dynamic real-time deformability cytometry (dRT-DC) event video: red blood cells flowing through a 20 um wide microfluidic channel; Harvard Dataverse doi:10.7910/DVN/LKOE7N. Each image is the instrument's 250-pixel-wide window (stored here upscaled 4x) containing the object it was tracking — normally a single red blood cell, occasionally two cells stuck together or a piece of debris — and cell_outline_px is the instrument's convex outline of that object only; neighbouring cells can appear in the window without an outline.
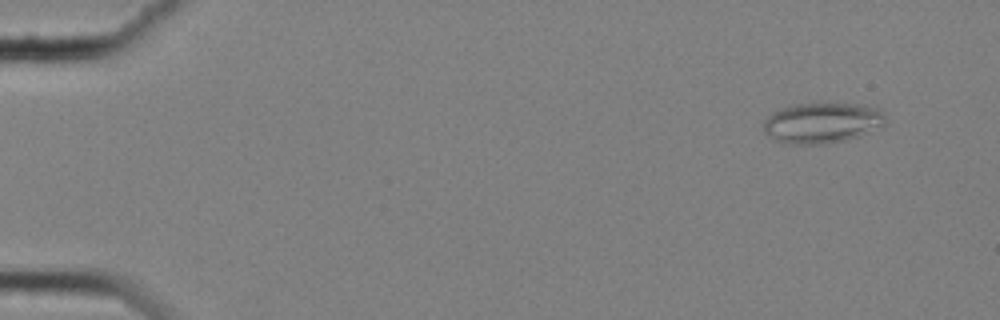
{"species": "common noctule bat (a hibernating species)", "species_latin": "Nyctalus noctula", "temperature_condition": "cold", "stored_images_in_passage": 58, "camera_frame_rate_fps": 3000, "um_per_image_px": 0.085, "animal": {"sex": "female", "body_mass_g": 25.1}, "frame": {"image": 1, "passage_image": 5, "time_ms": 1.333, "image_size_px": [1000, 320], "cell_outline_px": [[884, 124], [868, 132], [844, 140], [824, 144], [784, 144], [772, 140], [764, 132], [764, 120], [772, 112], [792, 104], [856, 104], [876, 108], [884, 116]], "centroid_in_image_um": [69.78, 10.46], "position_along_channel_um": 15.2, "area_um2": 28.5}}
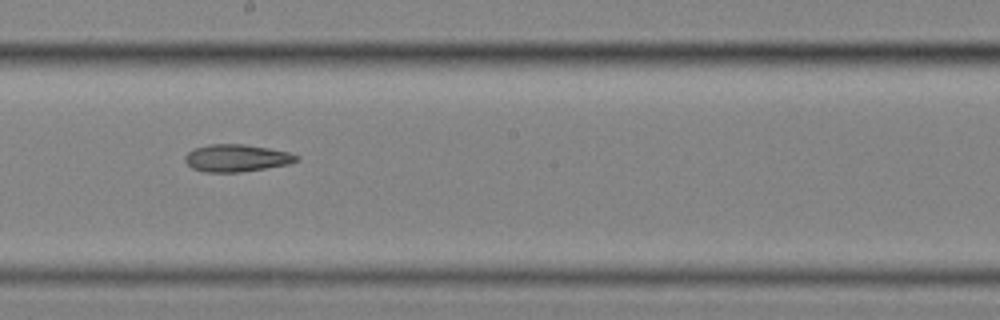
{"frame": {"image": 2, "passage_image": 34, "time_ms": 11.0, "image_size_px": [1000, 320], "cell_outline_px": [[300, 160], [288, 164], [240, 172], [204, 172], [192, 168], [184, 160], [184, 156], [192, 148], [208, 144], [244, 144], [268, 148], [288, 152], [300, 156]], "centroid_in_image_um": [20.08, 13.42], "position_along_channel_um": 228.1, "area_um2": 17.8}}
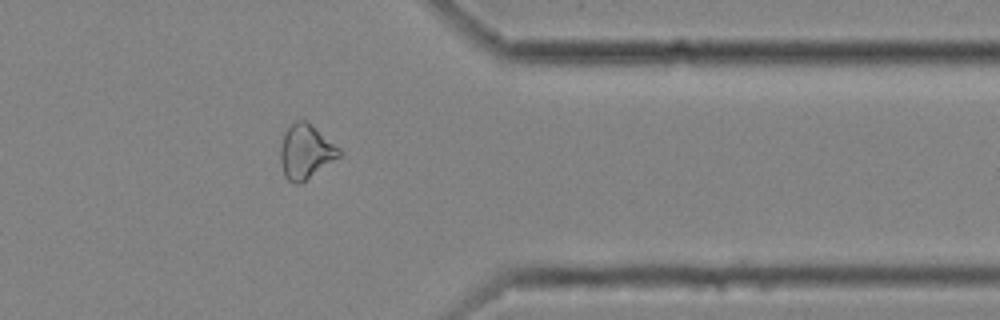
{"frame": {"image": 3, "passage_image": 48, "time_ms": 15.667, "image_size_px": [1000, 320], "cell_outline_px": [[344, 152], [340, 156], [300, 184], [292, 184], [284, 176], [280, 160], [280, 148], [284, 132], [296, 120], [308, 120], [340, 148]], "centroid_in_image_um": [25.99, 12.88], "position_along_channel_um": 385.4, "area_um2": 18.79}, "authors_computed_cell_mechanics": {"area_um2": 19.9699, "velocity_mm_per_s": 3.5375, "shape_relaxation_time_tau1_ms": null, "shape_relaxation_time_tau2_ms": 9.9725, "deformation_change_tau1": null, "deformation_change_tau2": 0.2184}}